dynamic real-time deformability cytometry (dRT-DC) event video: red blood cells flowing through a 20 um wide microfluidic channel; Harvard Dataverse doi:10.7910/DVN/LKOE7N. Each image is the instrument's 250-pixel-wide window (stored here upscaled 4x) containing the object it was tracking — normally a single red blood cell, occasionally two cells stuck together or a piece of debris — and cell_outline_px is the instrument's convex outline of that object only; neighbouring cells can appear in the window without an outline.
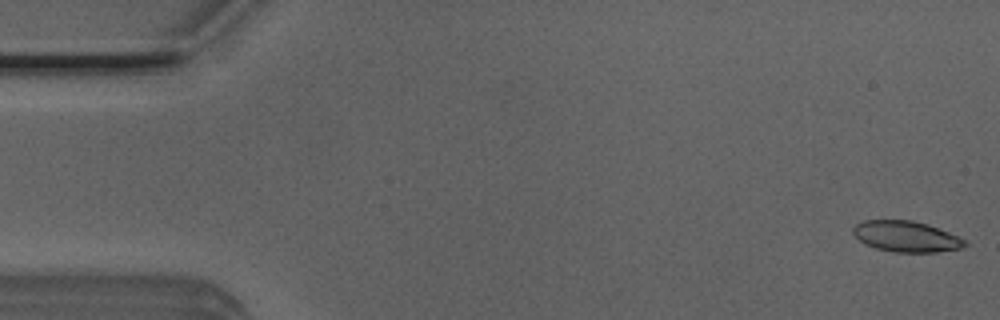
{"species": "Egyptian fruit bat (a non-hibernating species)", "species_latin": "Rousettus aegyptiacus", "temperature_condition": "room temperature", "stored_images_in_passage": 4, "camera_frame_rate_fps": 3000, "um_per_image_px": 0.085, "animal": {"sex": "male"}, "frame": {"image": 1, "passage_image": 1, "time_ms": 0.0, "image_size_px": [1000, 320], "cell_outline_px": [[968, 244], [964, 248], [936, 252], [892, 252], [876, 248], [864, 244], [852, 232], [852, 228], [856, 224], [864, 220], [912, 220], [928, 224], [948, 232], [964, 240]], "centroid_in_image_um": [77.01, 20.1], "position_along_channel_um": 8.0, "area_um2": 20.11}}